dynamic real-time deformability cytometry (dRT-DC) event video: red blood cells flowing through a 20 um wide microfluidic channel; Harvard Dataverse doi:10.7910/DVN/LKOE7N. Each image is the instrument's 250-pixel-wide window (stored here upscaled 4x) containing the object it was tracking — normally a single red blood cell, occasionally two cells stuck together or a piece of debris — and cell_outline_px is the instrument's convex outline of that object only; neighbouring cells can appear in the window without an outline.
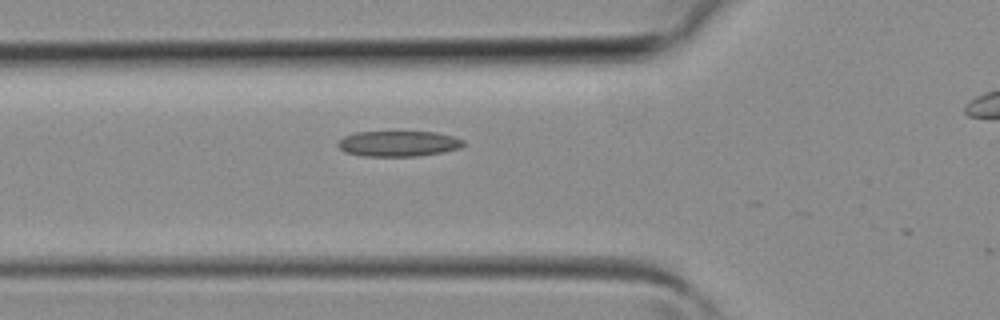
{"species": "common noctule bat (a hibernating species)", "species_latin": "Nyctalus noctula", "temperature_condition": "room temperature", "stored_images_in_passage": 3, "camera_frame_rate_fps": 3000, "um_per_image_px": 0.085, "animal": {"sex": "female", "body_mass_g": 19.3, "forearm_length_mm": 54.1}, "frame": {"image": 1, "passage_image": 2, "time_ms": 0.333, "image_size_px": [1000, 320], "cell_outline_px": [[464, 144], [460, 148], [440, 152], [416, 156], [364, 156], [344, 152], [336, 144], [344, 136], [356, 132], [436, 132], [452, 136], [464, 140]], "centroid_in_image_um": [33.84, 12.21], "position_along_channel_um": 92.0, "area_um2": 18.55}}